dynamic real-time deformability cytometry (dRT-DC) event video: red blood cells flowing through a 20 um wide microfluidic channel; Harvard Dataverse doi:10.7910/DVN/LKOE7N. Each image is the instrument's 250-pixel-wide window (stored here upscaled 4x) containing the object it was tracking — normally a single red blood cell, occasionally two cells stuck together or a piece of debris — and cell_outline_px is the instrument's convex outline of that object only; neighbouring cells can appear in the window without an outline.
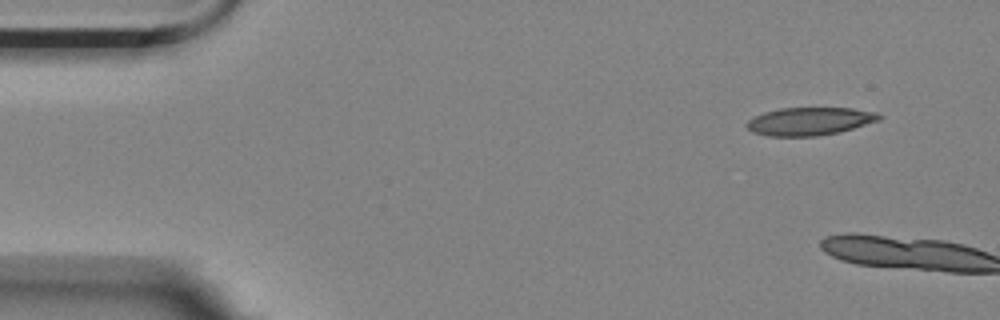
{"species": "Egyptian fruit bat (a non-hibernating species)", "species_latin": "Rousettus aegyptiacus", "temperature_condition": "room temperature", "stored_images_in_passage": 2, "camera_frame_rate_fps": 3000, "um_per_image_px": 0.085, "animal": {"sex": "female"}, "frame": {"image": 1, "passage_image": 1, "time_ms": 0.0, "image_size_px": [1000, 320], "cell_outline_px": [[884, 116], [880, 120], [852, 128], [836, 132], [816, 136], [768, 136], [752, 132], [744, 124], [748, 120], [764, 112], [780, 108], [852, 108], [876, 112]], "centroid_in_image_um": [68.81, 10.3], "position_along_channel_um": 16.2, "area_um2": 21.44}}